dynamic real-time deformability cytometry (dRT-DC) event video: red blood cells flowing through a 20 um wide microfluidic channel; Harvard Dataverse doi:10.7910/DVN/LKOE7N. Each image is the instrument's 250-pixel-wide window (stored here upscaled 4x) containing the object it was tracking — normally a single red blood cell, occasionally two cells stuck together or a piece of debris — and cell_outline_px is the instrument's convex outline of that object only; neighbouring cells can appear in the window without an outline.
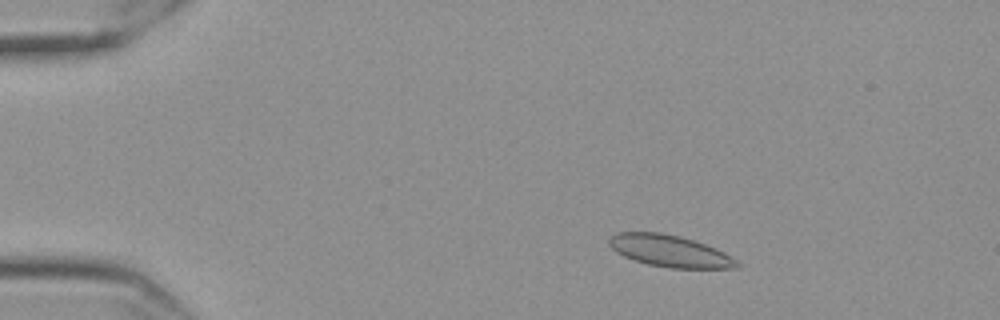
{"species": "Egyptian fruit bat (a non-hibernating species)", "species_latin": "Rousettus aegyptiacus", "temperature_condition": "cold", "stored_images_in_passage": 56, "camera_frame_rate_fps": 3000, "um_per_image_px": 0.085, "frame": {"image": 1, "passage_image": 8, "time_ms": 2.333, "image_size_px": [1000, 320], "cell_outline_px": [[740, 268], [668, 268], [648, 264], [624, 256], [616, 252], [608, 244], [608, 240], [616, 232], [660, 232], [680, 236], [716, 248], [724, 252], [736, 260], [740, 264]], "centroid_in_image_um": [56.93, 21.33], "position_along_channel_um": 28.1, "area_um2": 23.58}}
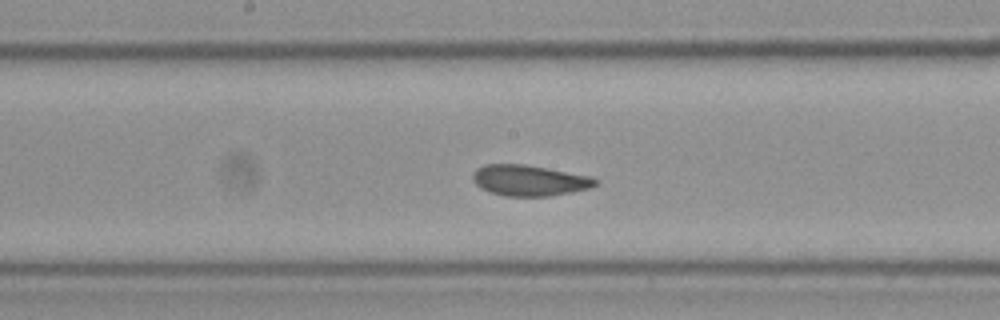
{"frame": {"image": 2, "passage_image": 29, "time_ms": 9.333, "image_size_px": [1000, 320], "cell_outline_px": [[600, 180], [596, 184], [588, 188], [572, 192], [548, 196], [504, 196], [480, 188], [472, 180], [472, 176], [476, 168], [484, 164], [524, 164], [592, 176]], "centroid_in_image_um": [44.99, 15.33], "position_along_channel_um": 203.2, "area_um2": 22.08}}
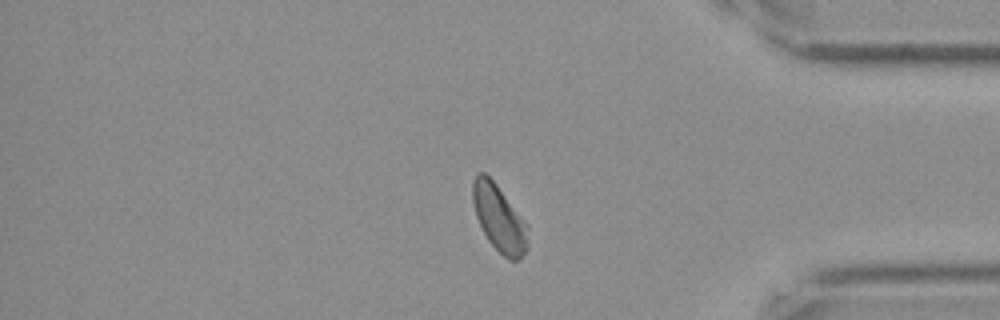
{"frame": {"image": 3, "passage_image": 47, "time_ms": 15.333, "image_size_px": [1000, 320], "cell_outline_px": [[528, 248], [520, 260], [508, 260], [488, 240], [476, 216], [472, 200], [472, 180], [476, 172], [484, 172], [496, 184], [528, 224]], "centroid_in_image_um": [42.44, 18.55], "position_along_channel_um": 392.8, "area_um2": 21.5}, "authors_computed_cell_mechanics": {"area_um2": 22.253, "velocity_mm_per_s": 3.5061, "shape_relaxation_time_tau1_ms": 10.7481, "shape_relaxation_time_tau2_ms": 1.356, "deformation_change_tau1": 0.1763, "deformation_change_tau2": 0.0528}}